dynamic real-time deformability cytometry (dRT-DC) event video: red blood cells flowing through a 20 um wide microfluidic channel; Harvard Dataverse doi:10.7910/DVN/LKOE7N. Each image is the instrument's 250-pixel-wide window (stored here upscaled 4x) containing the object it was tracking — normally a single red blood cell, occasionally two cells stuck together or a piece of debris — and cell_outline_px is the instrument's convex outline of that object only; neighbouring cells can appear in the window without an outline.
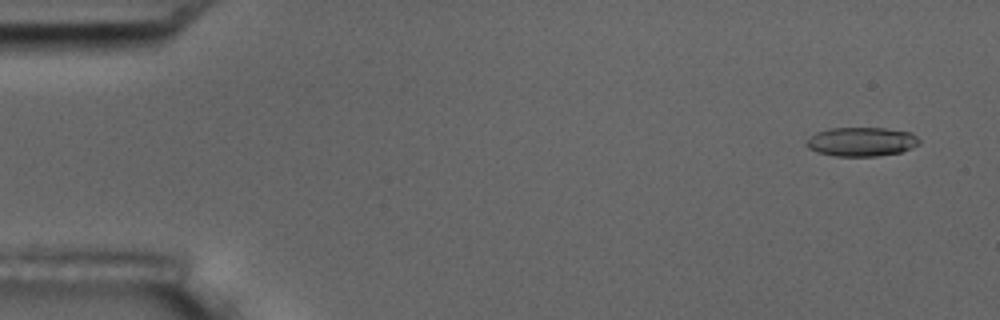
{"species": "common noctule bat (a hibernating species)", "species_latin": "Nyctalus noctula", "temperature_condition": "room temperature", "stored_images_in_passage": 56, "camera_frame_rate_fps": 3000, "um_per_image_px": 0.085, "animal": {"sex": "male", "body_mass_g": 17.5, "forearm_length_mm": 52.3}, "frame": {"image": 1, "passage_image": 3, "time_ms": 0.667, "image_size_px": [1000, 320], "cell_outline_px": [[920, 144], [912, 148], [900, 152], [876, 156], [836, 156], [816, 152], [808, 148], [804, 144], [816, 132], [832, 128], [884, 128], [912, 132], [920, 140]], "centroid_in_image_um": [73.24, 12.05], "position_along_channel_um": 11.8, "area_um2": 19.13}}
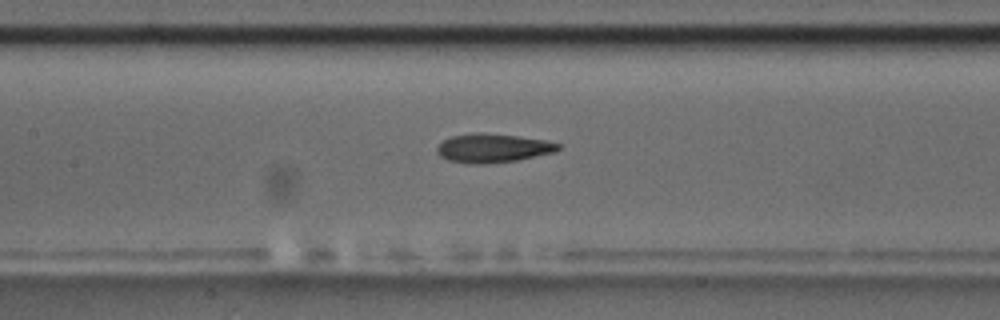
{"frame": {"image": 2, "passage_image": 26, "time_ms": 8.333, "image_size_px": [1000, 320], "cell_outline_px": [[564, 144], [556, 152], [516, 160], [484, 164], [472, 164], [448, 160], [440, 156], [436, 152], [436, 148], [444, 140], [452, 136], [480, 132], [484, 132], [548, 140]], "centroid_in_image_um": [41.94, 12.58], "position_along_channel_um": 165.5, "area_um2": 20.46}}
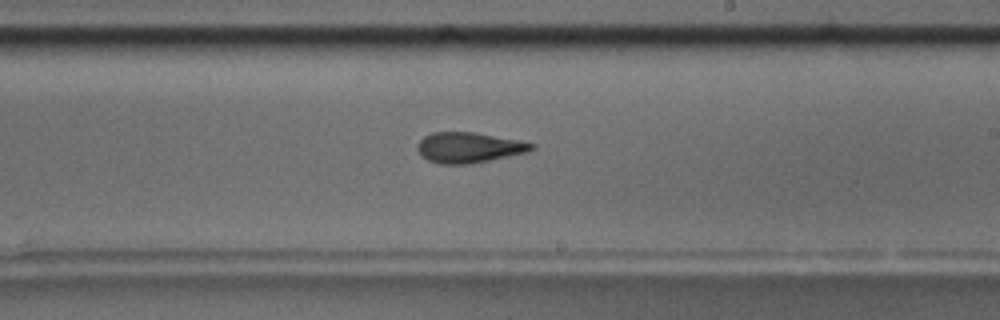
{"frame": {"image": 3, "passage_image": 33, "time_ms": 10.667, "image_size_px": [1000, 320], "cell_outline_px": [[536, 148], [528, 152], [472, 164], [440, 164], [428, 160], [420, 156], [416, 148], [416, 144], [424, 136], [432, 132], [476, 132], [536, 144]], "centroid_in_image_um": [39.83, 12.54], "position_along_channel_um": 249.2, "area_um2": 20.46}, "authors_computed_cell_mechanics": {"area_um2": 20.1433, "velocity_mm_per_s": 3.6065, "shape_relaxation_time_tau1_ms": 3.8887, "shape_relaxation_time_tau2_ms": 2.6093, "deformation_change_tau1": 0.1594, "deformation_change_tau2": 0.1063}}